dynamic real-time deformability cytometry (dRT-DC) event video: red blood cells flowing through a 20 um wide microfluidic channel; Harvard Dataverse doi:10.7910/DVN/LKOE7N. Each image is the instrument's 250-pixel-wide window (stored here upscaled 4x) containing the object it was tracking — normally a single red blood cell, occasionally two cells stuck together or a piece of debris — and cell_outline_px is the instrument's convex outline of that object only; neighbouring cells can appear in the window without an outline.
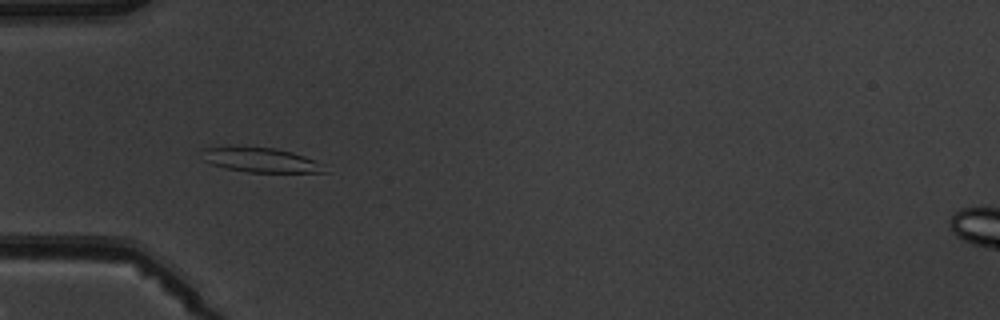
{"species": "common noctule bat (a hibernating species)", "species_latin": "Nyctalus noctula", "temperature_condition": "warm", "stored_images_in_passage": 5, "camera_frame_rate_fps": 3000, "um_per_image_px": 0.085, "animal": {"sex": "male", "body_mass_g": 19.5, "forearm_length_mm": 54.6}, "frame": {"image": 1, "passage_image": 4, "time_ms": 3.667, "image_size_px": [1000, 320], "cell_outline_px": [[328, 172], [248, 172], [224, 168], [212, 164], [204, 160], [204, 148], [276, 148], [292, 152], [304, 156], [324, 164]], "centroid_in_image_um": [22.26, 13.63], "position_along_channel_um": 62.7, "area_um2": 16.99}}